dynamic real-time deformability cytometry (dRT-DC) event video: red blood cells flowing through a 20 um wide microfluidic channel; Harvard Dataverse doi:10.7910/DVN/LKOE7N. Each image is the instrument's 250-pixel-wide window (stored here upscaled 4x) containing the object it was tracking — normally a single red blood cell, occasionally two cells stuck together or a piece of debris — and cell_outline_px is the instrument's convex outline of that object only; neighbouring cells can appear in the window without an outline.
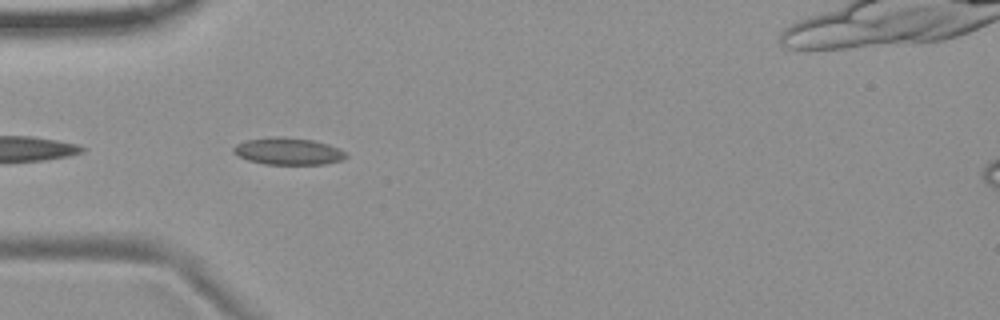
{"species": "common noctule bat (a hibernating species)", "species_latin": "Nyctalus noctula", "temperature_condition": "room temperature", "stored_images_in_passage": 9, "camera_frame_rate_fps": 3000, "um_per_image_px": 0.085, "animal": {"sex": "female", "body_mass_g": 19.9}, "frame": {"image": 1, "passage_image": 2, "time_ms": 0.333, "image_size_px": [1000, 320], "cell_outline_px": [[348, 156], [344, 160], [324, 164], [264, 164], [248, 160], [232, 152], [232, 148], [236, 144], [244, 140], [272, 136], [280, 136], [312, 140], [328, 144], [340, 148]], "centroid_in_image_um": [24.49, 12.85], "position_along_channel_um": 60.5, "area_um2": 17.86}}
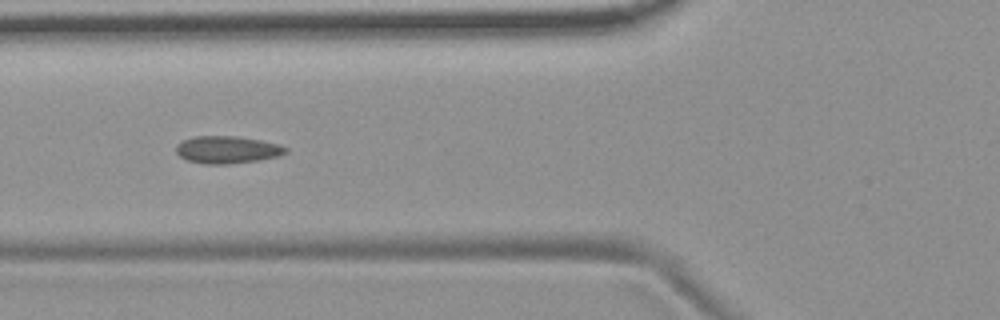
{"frame": {"image": 2, "passage_image": 6, "time_ms": 1.667, "image_size_px": [1000, 320], "cell_outline_px": [[288, 152], [280, 156], [260, 160], [228, 164], [204, 164], [188, 160], [180, 156], [176, 152], [176, 144], [192, 136], [236, 136], [260, 140], [280, 144], [288, 148]], "centroid_in_image_um": [19.34, 12.72], "position_along_channel_um": 106.5, "area_um2": 17.63}}